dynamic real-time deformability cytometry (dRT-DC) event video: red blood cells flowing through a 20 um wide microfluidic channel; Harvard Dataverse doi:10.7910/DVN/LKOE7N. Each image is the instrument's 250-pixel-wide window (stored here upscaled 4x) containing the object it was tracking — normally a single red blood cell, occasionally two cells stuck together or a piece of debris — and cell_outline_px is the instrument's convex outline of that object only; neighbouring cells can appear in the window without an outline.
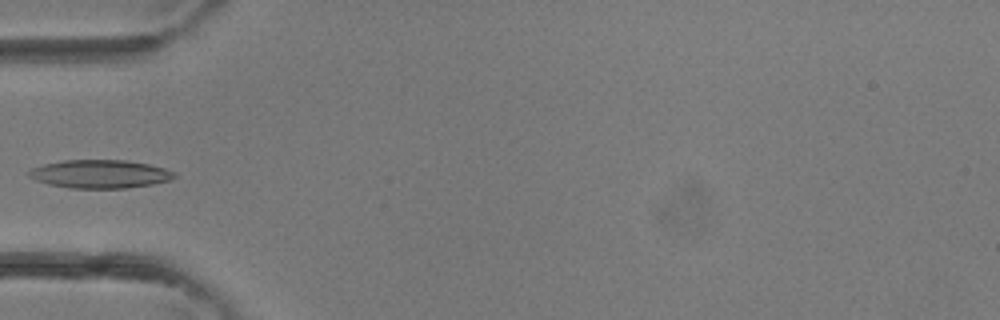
{"species": "common noctule bat (a hibernating species)", "species_latin": "Nyctalus noctula", "temperature_condition": "room temperature", "stored_images_in_passage": 3, "camera_frame_rate_fps": 3000, "um_per_image_px": 0.085, "animal": {"sex": "female"}, "frame": {"image": 1, "passage_image": 3, "time_ms": 0.667, "image_size_px": [1000, 320], "cell_outline_px": [[176, 176], [168, 180], [152, 184], [124, 188], [68, 188], [48, 184], [36, 180], [28, 176], [28, 172], [32, 168], [44, 164], [64, 160], [124, 160], [148, 164], [164, 168], [176, 172]], "centroid_in_image_um": [8.48, 14.79], "position_along_channel_um": 76.5, "area_um2": 23.87}}